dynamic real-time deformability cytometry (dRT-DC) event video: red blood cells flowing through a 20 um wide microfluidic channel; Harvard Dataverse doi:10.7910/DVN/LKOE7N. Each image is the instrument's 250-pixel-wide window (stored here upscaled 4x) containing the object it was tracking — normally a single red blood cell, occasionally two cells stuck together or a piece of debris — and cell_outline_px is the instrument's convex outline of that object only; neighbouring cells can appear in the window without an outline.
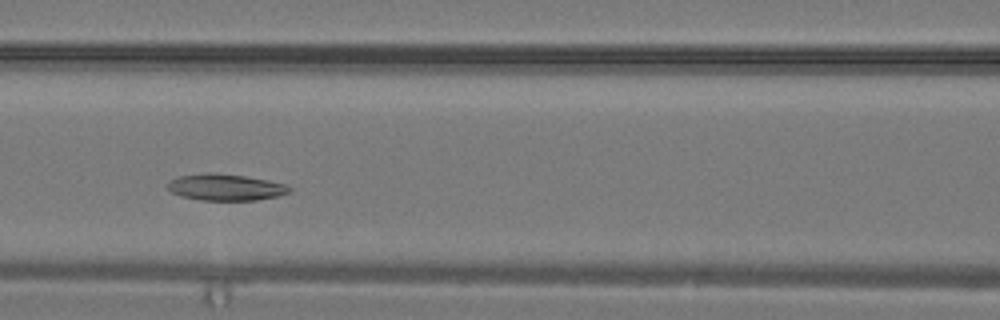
{"species": "common noctule bat (a hibernating species)", "species_latin": "Nyctalus noctula", "temperature_condition": "warm", "stored_images_in_passage": 26, "camera_frame_rate_fps": 3000, "um_per_image_px": 0.085, "animal": {"sex": "male", "body_mass_g": 19.2, "forearm_length_mm": 51.8}, "frame": {"image": 1, "passage_image": 8, "time_ms": 2.333, "image_size_px": [1000, 320], "cell_outline_px": [[292, 188], [288, 192], [280, 196], [256, 200], [200, 200], [184, 196], [172, 192], [164, 184], [168, 180], [180, 176], [244, 176], [268, 180], [284, 184]], "centroid_in_image_um": [19.21, 15.97], "position_along_channel_um": 147.4, "area_um2": 17.8}}
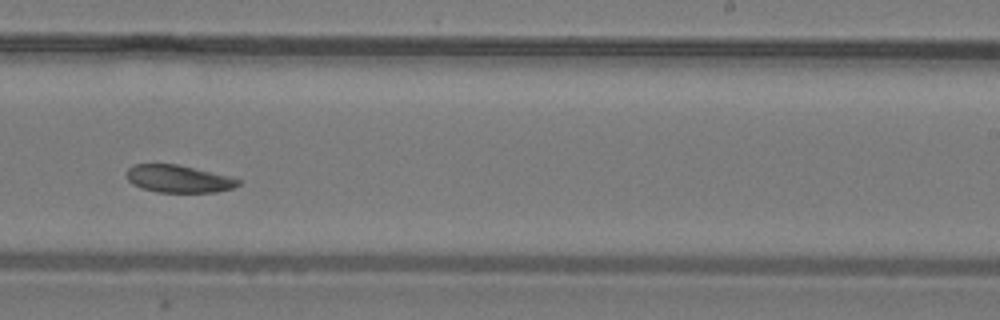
{"frame": {"image": 2, "passage_image": 14, "time_ms": 4.333, "image_size_px": [1000, 320], "cell_outline_px": [[240, 184], [232, 188], [216, 192], [156, 192], [140, 188], [132, 184], [128, 180], [128, 168], [132, 164], [176, 164], [228, 176], [240, 180]], "centroid_in_image_um": [15.14, 15.21], "position_along_channel_um": 273.9, "area_um2": 17.69}}
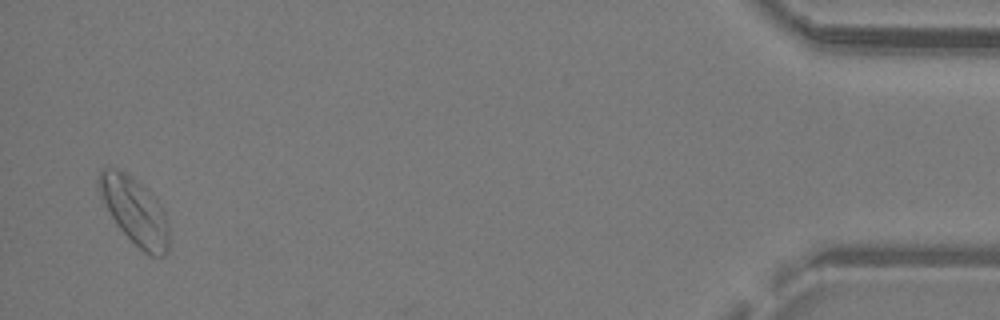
{"frame": {"image": 3, "passage_image": 25, "time_ms": 8.0, "image_size_px": [1000, 320], "cell_outline_px": [[168, 252], [164, 256], [152, 256], [144, 252], [116, 224], [100, 196], [96, 188], [96, 180], [100, 168], [112, 168], [124, 172], [132, 176], [160, 204], [164, 212], [168, 224]], "centroid_in_image_um": [11.41, 17.91], "position_along_channel_um": 423.8, "area_um2": 27.05}}